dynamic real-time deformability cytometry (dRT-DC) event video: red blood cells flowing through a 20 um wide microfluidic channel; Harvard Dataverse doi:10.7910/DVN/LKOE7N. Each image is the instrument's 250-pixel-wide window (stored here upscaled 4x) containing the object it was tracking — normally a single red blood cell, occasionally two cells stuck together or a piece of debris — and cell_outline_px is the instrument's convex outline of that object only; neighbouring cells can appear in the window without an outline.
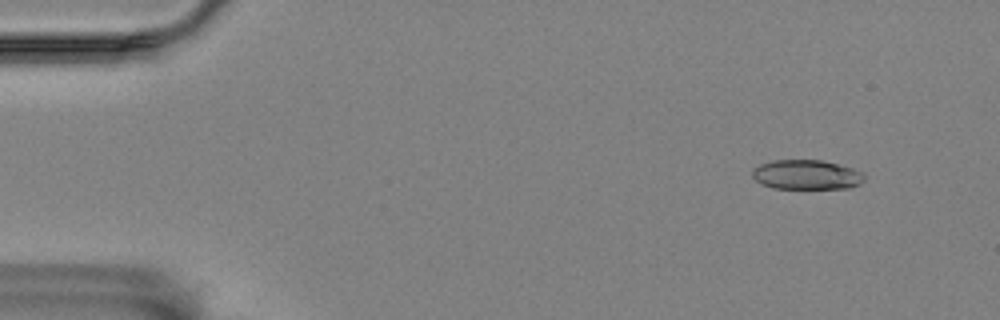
{"species": "Egyptian fruit bat (a non-hibernating species)", "species_latin": "Rousettus aegyptiacus", "temperature_condition": "room temperature", "stored_images_in_passage": 56, "camera_frame_rate_fps": 3000, "um_per_image_px": 0.085, "animal": {"sex": "female"}, "frame": {"image": 1, "passage_image": 5, "time_ms": 1.333, "image_size_px": [1000, 320], "cell_outline_px": [[864, 180], [860, 184], [848, 188], [772, 188], [760, 184], [752, 176], [752, 172], [760, 164], [772, 160], [820, 160], [852, 168], [864, 172]], "centroid_in_image_um": [68.56, 14.85], "position_along_channel_um": 16.4, "area_um2": 19.25}}
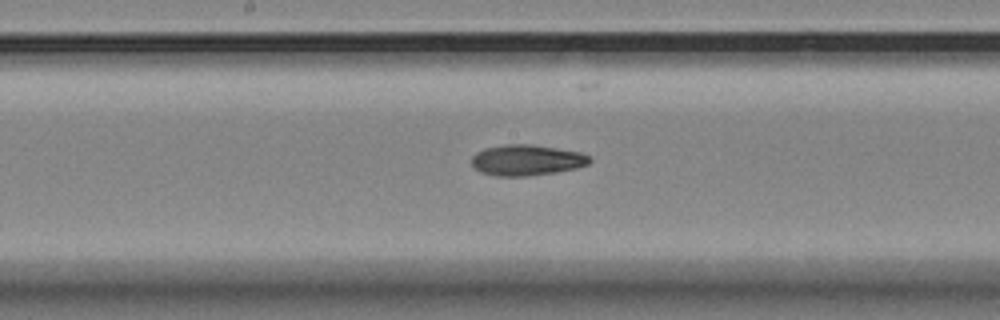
{"frame": {"image": 2, "passage_image": 29, "time_ms": 9.333, "image_size_px": [1000, 320], "cell_outline_px": [[592, 160], [588, 164], [576, 168], [556, 172], [528, 176], [496, 176], [480, 172], [472, 168], [472, 156], [476, 152], [484, 148], [504, 144], [532, 144], [580, 152], [588, 156]], "centroid_in_image_um": [44.72, 13.61], "position_along_channel_um": 203.5, "area_um2": 21.33}}
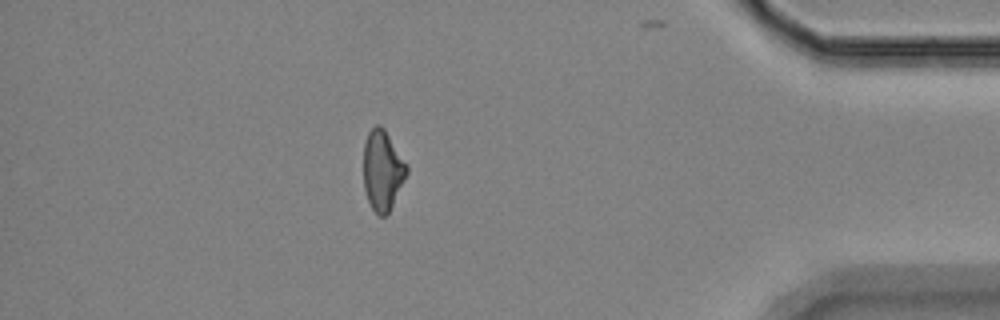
{"frame": {"image": 3, "passage_image": 49, "time_ms": 16.0, "image_size_px": [1000, 320], "cell_outline_px": [[408, 172], [388, 212], [384, 216], [380, 216], [372, 208], [368, 200], [364, 188], [364, 144], [368, 132], [376, 124], [380, 124], [384, 128], [408, 164]], "centroid_in_image_um": [32.52, 14.43], "position_along_channel_um": 402.7, "area_um2": 20.0}, "authors_computed_cell_mechanics": {"area_um2": 20.6057, "velocity_mm_per_s": 3.5757, "shape_relaxation_time_tau1_ms": 6.488, "shape_relaxation_time_tau2_ms": 6.4413, "deformation_change_tau1": 0.1738, "deformation_change_tau2": 0.149}}